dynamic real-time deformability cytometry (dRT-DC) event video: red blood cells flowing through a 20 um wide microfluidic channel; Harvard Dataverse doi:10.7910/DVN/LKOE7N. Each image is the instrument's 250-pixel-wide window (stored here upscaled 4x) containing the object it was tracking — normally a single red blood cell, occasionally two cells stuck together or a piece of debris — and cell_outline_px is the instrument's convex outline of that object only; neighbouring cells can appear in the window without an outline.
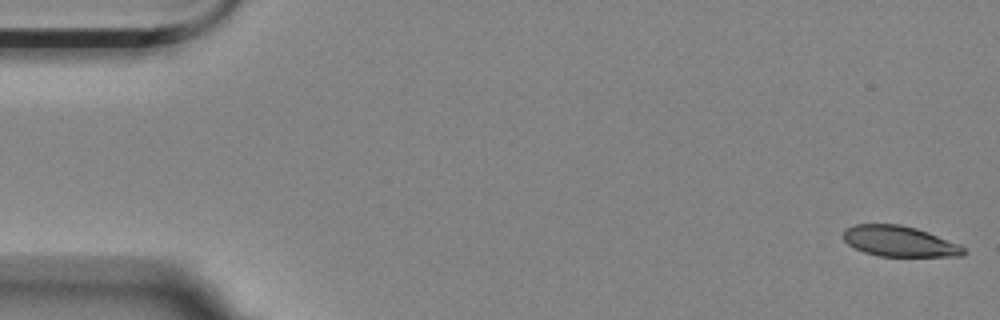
{"species": "Egyptian fruit bat (a non-hibernating species)", "species_latin": "Rousettus aegyptiacus", "temperature_condition": "room temperature", "stored_images_in_passage": 56, "camera_frame_rate_fps": 3000, "um_per_image_px": 0.085, "animal": {"sex": "female"}, "frame": {"image": 1, "passage_image": 1, "time_ms": 0.0, "image_size_px": [1000, 320], "cell_outline_px": [[964, 256], [880, 256], [864, 252], [848, 244], [844, 240], [844, 232], [848, 228], [856, 224], [900, 224], [916, 228], [928, 232], [960, 244], [964, 248]], "centroid_in_image_um": [76.47, 20.51], "position_along_channel_um": 8.5, "area_um2": 21.27}}
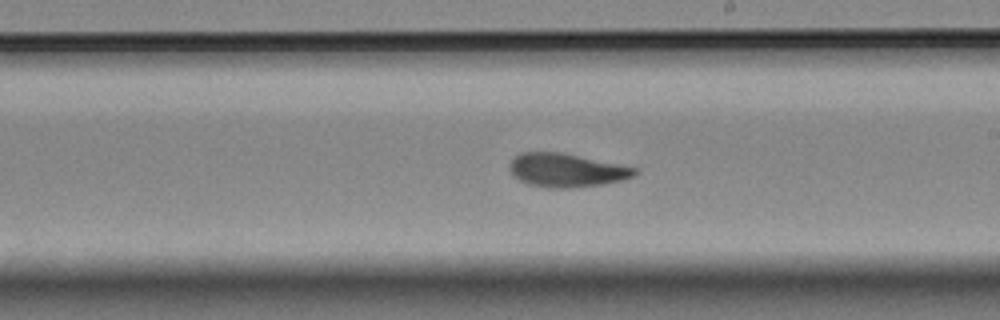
{"frame": {"image": 2, "passage_image": 32, "time_ms": 10.333, "image_size_px": [1000, 320], "cell_outline_px": [[640, 168], [632, 176], [620, 180], [600, 184], [572, 188], [548, 188], [528, 184], [512, 176], [508, 168], [512, 160], [520, 152], [560, 152]], "centroid_in_image_um": [48.11, 14.46], "position_along_channel_um": 240.9, "area_um2": 24.39}}
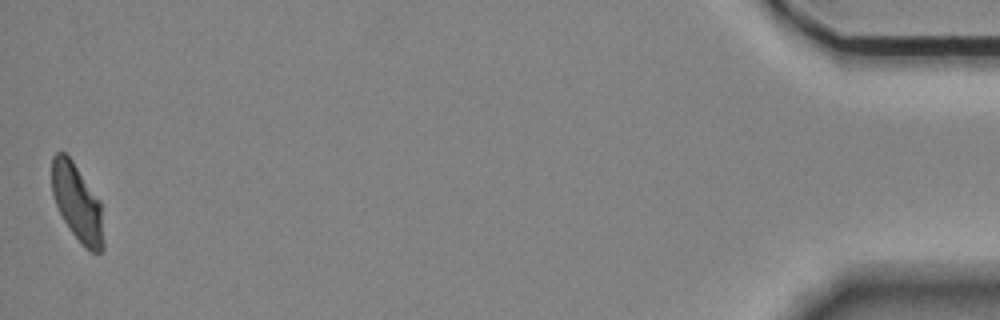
{"frame": {"image": 3, "passage_image": 56, "time_ms": 18.333, "image_size_px": [1000, 320], "cell_outline_px": [[104, 248], [100, 252], [92, 252], [84, 248], [80, 244], [64, 220], [56, 204], [52, 192], [52, 156], [56, 152], [64, 152], [72, 160], [100, 200], [104, 240]], "centroid_in_image_um": [6.58, 17.25], "position_along_channel_um": 428.6, "area_um2": 23.12}, "authors_computed_cell_mechanics": {"area_um2": 24.1604, "velocity_mm_per_s": 3.4951, "shape_relaxation_time_tau1_ms": 6.5286, "shape_relaxation_time_tau2_ms": 2.4156, "deformation_change_tau1": 0.1726, "deformation_change_tau2": 0.0869}}